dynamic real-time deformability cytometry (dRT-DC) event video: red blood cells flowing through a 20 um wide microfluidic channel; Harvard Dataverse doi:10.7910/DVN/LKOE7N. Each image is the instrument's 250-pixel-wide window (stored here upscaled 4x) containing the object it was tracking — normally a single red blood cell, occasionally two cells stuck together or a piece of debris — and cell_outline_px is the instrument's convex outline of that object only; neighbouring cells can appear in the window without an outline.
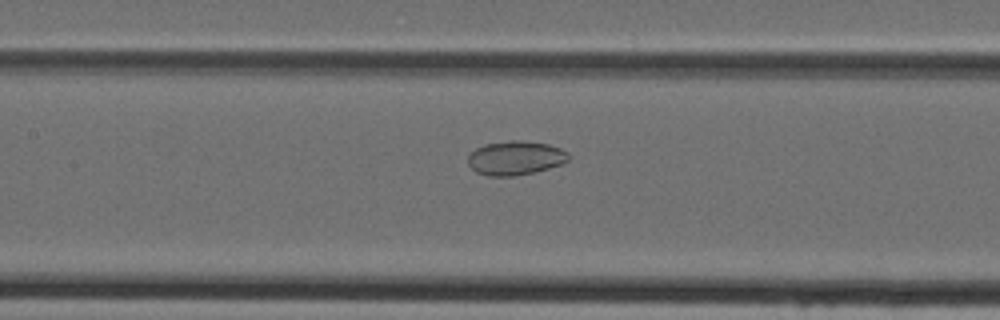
{"species": "Egyptian fruit bat (a non-hibernating species)", "species_latin": "Rousettus aegyptiacus", "temperature_condition": "cold", "stored_images_in_passage": 31, "camera_frame_rate_fps": 3000, "um_per_image_px": 0.085, "animal": {"sex": "female"}, "frame": {"image": 1, "passage_image": 10, "time_ms": 3.0, "image_size_px": [1000, 320], "cell_outline_px": [[568, 160], [564, 164], [516, 176], [488, 176], [476, 172], [468, 164], [468, 156], [476, 148], [484, 144], [508, 140], [520, 140], [548, 144], [560, 148], [568, 152]], "centroid_in_image_um": [43.8, 13.42], "position_along_channel_um": 163.6, "area_um2": 20.0}}
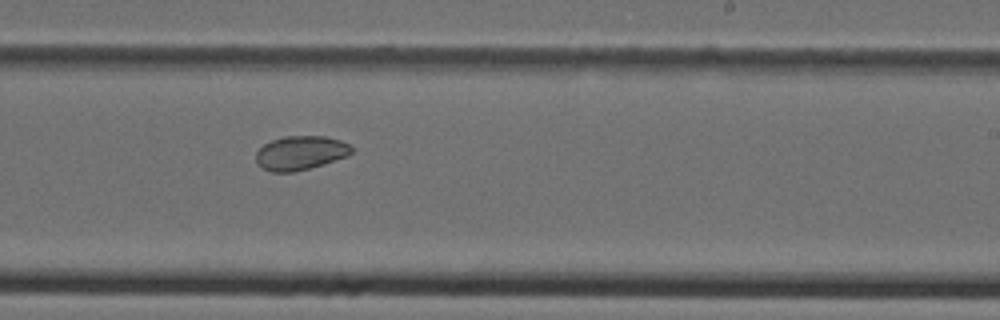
{"frame": {"image": 2, "passage_image": 17, "time_ms": 5.333, "image_size_px": [1000, 320], "cell_outline_px": [[356, 148], [348, 156], [324, 164], [292, 172], [272, 172], [256, 164], [256, 152], [264, 144], [272, 140], [284, 136], [328, 136], [340, 140]], "centroid_in_image_um": [25.57, 12.99], "position_along_channel_um": 263.4, "area_um2": 19.07}}
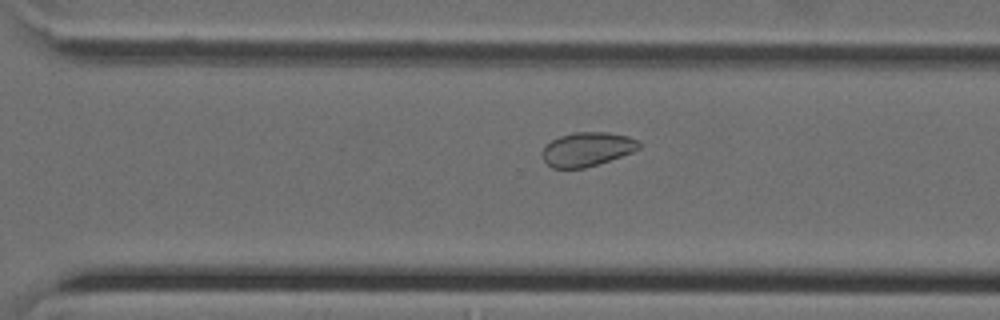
{"frame": {"image": 3, "passage_image": 21, "time_ms": 6.667, "image_size_px": [1000, 320], "cell_outline_px": [[640, 148], [632, 152], [584, 168], [552, 168], [544, 160], [540, 152], [544, 144], [560, 136], [576, 132], [608, 132], [628, 136], [636, 140], [640, 144]], "centroid_in_image_um": [49.85, 12.67], "position_along_channel_um": 320.7, "area_um2": 19.07}}